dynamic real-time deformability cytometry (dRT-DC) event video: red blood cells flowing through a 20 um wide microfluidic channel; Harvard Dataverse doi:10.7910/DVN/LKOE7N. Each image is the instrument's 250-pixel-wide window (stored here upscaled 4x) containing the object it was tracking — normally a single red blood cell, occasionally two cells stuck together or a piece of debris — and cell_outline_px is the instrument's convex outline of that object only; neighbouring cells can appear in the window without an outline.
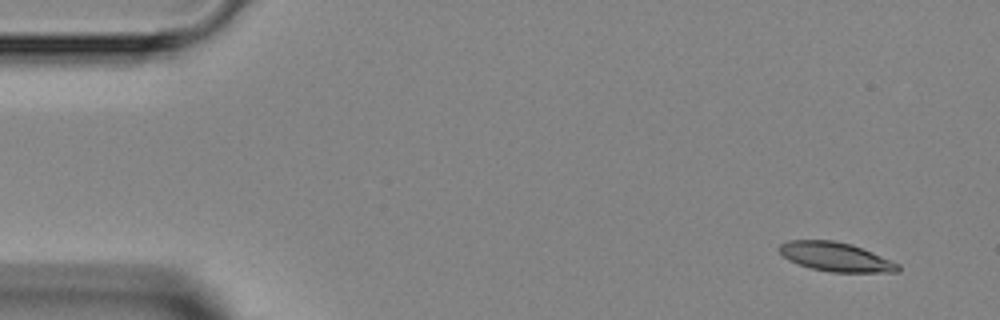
{"species": "Egyptian fruit bat (a non-hibernating species)", "species_latin": "Rousettus aegyptiacus", "temperature_condition": "room temperature", "stored_images_in_passage": 8, "camera_frame_rate_fps": 3000, "um_per_image_px": 0.085, "animal": {"sex": "female"}, "frame": {"image": 1, "passage_image": 2, "time_ms": 1.0, "image_size_px": [1000, 320], "cell_outline_px": [[900, 272], [832, 272], [812, 268], [788, 260], [776, 248], [780, 244], [788, 240], [832, 240], [852, 244], [872, 252], [900, 264]], "centroid_in_image_um": [71.04, 21.82], "position_along_channel_um": 14.0, "area_um2": 20.06}}
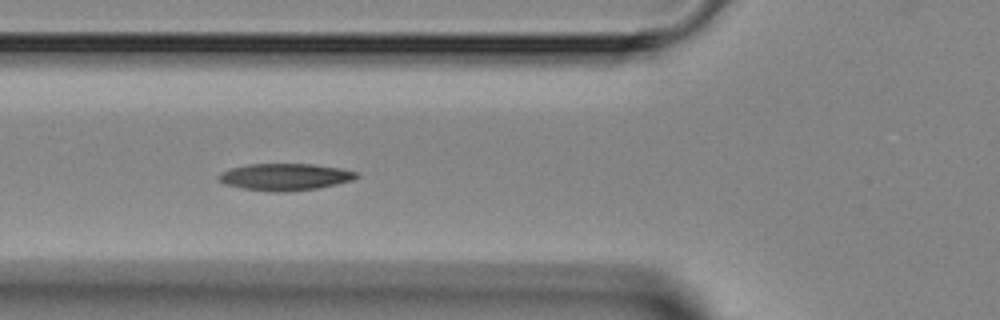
{"frame": {"image": 2, "passage_image": 6, "time_ms": 5.667, "image_size_px": [1000, 320], "cell_outline_px": [[360, 176], [352, 180], [336, 184], [316, 188], [292, 192], [268, 192], [244, 188], [224, 184], [216, 176], [220, 172], [232, 168], [248, 164], [312, 164], [340, 168], [356, 172]], "centroid_in_image_um": [24.21, 15.04], "position_along_channel_um": 101.6, "area_um2": 21.62}}
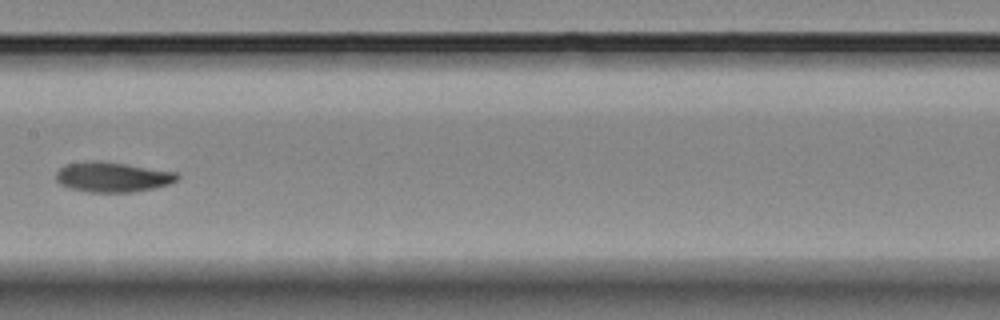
{"frame": {"image": 3, "passage_image": 8, "time_ms": 8.0, "image_size_px": [1000, 320], "cell_outline_px": [[180, 176], [176, 180], [168, 184], [152, 188], [132, 192], [88, 192], [68, 188], [60, 184], [56, 180], [56, 172], [64, 164], [84, 160], [100, 160], [176, 172]], "centroid_in_image_um": [9.49, 15.03], "position_along_channel_um": 197.9, "area_um2": 21.33}}